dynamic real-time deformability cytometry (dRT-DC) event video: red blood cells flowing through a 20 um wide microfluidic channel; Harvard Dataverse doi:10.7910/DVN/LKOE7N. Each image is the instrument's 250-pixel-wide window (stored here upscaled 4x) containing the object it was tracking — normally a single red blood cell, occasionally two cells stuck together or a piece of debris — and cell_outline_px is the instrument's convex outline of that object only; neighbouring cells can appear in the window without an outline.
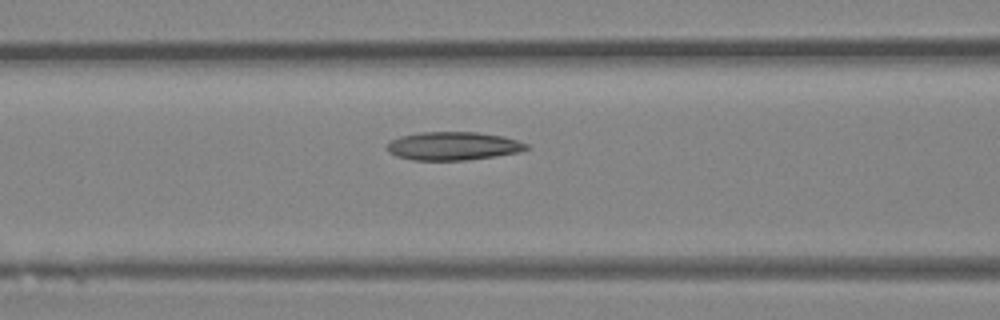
{"species": "Egyptian fruit bat (a non-hibernating species)", "species_latin": "Rousettus aegyptiacus", "temperature_condition": "room temperature", "stored_images_in_passage": 27, "camera_frame_rate_fps": 3000, "um_per_image_px": 0.085, "animal": {"sex": "female"}, "frame": {"image": 1, "passage_image": 8, "time_ms": 2.333, "image_size_px": [1000, 320], "cell_outline_px": [[528, 148], [520, 152], [496, 156], [468, 160], [412, 160], [396, 156], [388, 152], [388, 144], [392, 140], [400, 136], [420, 132], [476, 132], [504, 136], [528, 144]], "centroid_in_image_um": [38.53, 12.41], "position_along_channel_um": 128.1, "area_um2": 23.0}}
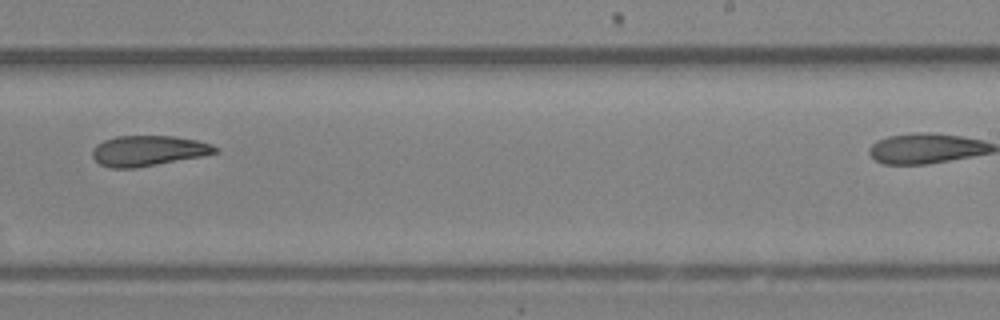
{"frame": {"image": 2, "passage_image": 18, "time_ms": 5.667, "image_size_px": [1000, 320], "cell_outline_px": [[220, 152], [200, 156], [136, 168], [112, 168], [100, 164], [92, 156], [92, 152], [96, 144], [104, 140], [116, 136], [172, 136], [196, 140], [212, 144]], "centroid_in_image_um": [12.58, 12.81], "position_along_channel_um": 276.4, "area_um2": 21.56}}
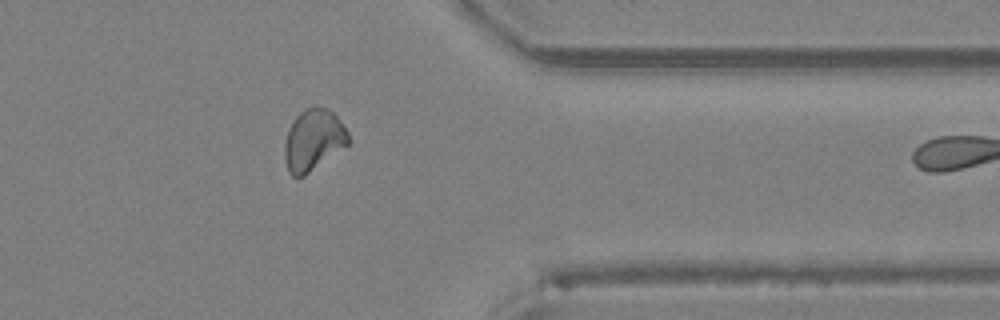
{"frame": {"image": 3, "passage_image": 26, "time_ms": 8.333, "image_size_px": [1000, 320], "cell_outline_px": [[348, 144], [304, 176], [296, 180], [288, 172], [284, 160], [284, 144], [288, 132], [296, 116], [304, 108], [312, 104], [316, 104], [332, 112], [336, 116], [348, 132]], "centroid_in_image_um": [26.6, 11.91], "position_along_channel_um": 384.8, "area_um2": 22.83}}